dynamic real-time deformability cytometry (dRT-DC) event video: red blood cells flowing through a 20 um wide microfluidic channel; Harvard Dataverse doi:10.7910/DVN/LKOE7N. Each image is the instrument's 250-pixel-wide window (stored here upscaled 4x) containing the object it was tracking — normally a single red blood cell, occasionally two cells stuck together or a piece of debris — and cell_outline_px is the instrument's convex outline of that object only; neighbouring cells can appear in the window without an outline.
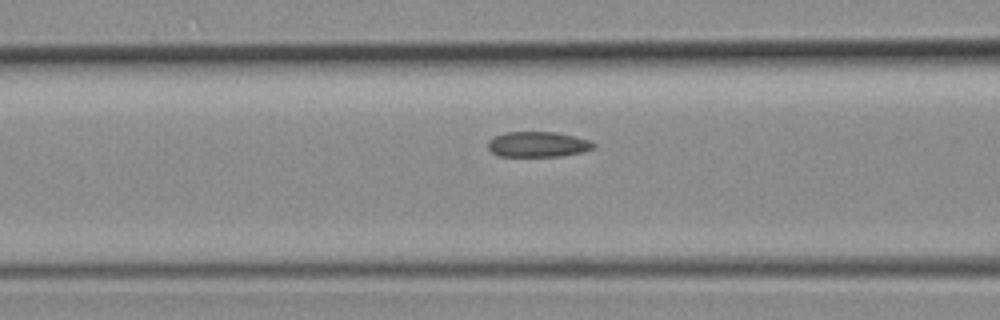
{"species": "common noctule bat (a hibernating species)", "species_latin": "Nyctalus noctula", "temperature_condition": "room temperature", "stored_images_in_passage": 4, "camera_frame_rate_fps": 3000, "um_per_image_px": 0.085, "animal": {"sex": "female", "body_mass_g": 19.3, "forearm_length_mm": 54.1}, "frame": {"image": 1, "passage_image": 3, "time_ms": 0.667, "image_size_px": [1000, 320], "cell_outline_px": [[596, 148], [584, 152], [560, 156], [500, 156], [492, 152], [488, 148], [488, 140], [504, 132], [556, 132], [576, 136], [592, 140], [596, 144]], "centroid_in_image_um": [45.79, 12.26], "position_along_channel_um": 120.8, "area_um2": 15.84}}